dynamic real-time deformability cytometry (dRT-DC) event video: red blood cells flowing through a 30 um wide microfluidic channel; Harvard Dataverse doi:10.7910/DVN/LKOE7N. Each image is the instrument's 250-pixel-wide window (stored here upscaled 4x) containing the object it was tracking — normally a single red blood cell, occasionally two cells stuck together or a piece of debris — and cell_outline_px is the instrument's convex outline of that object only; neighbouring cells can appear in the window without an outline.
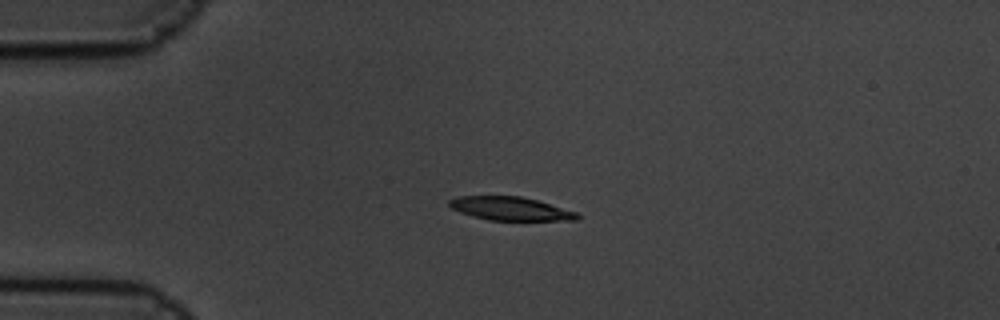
{"species": "common noctule bat (a hibernating species)", "species_latin": "Nyctalus noctula", "temperature_condition": "cold", "stored_images_in_passage": 2, "camera_frame_rate_fps": 3000, "um_per_image_px": 0.085, "animal": {"sex": "male", "body_mass_g": 19.5, "forearm_length_mm": 54.6}, "frame": {"image": 1, "passage_image": 1, "time_ms": 0.0, "image_size_px": [1000, 320], "cell_outline_px": [[580, 216], [576, 220], [488, 220], [472, 216], [460, 212], [452, 208], [448, 204], [448, 200], [456, 196], [520, 196], [536, 200], [576, 212]], "centroid_in_image_um": [43.33, 17.73], "position_along_channel_um": 41.7, "area_um2": 17.34}}